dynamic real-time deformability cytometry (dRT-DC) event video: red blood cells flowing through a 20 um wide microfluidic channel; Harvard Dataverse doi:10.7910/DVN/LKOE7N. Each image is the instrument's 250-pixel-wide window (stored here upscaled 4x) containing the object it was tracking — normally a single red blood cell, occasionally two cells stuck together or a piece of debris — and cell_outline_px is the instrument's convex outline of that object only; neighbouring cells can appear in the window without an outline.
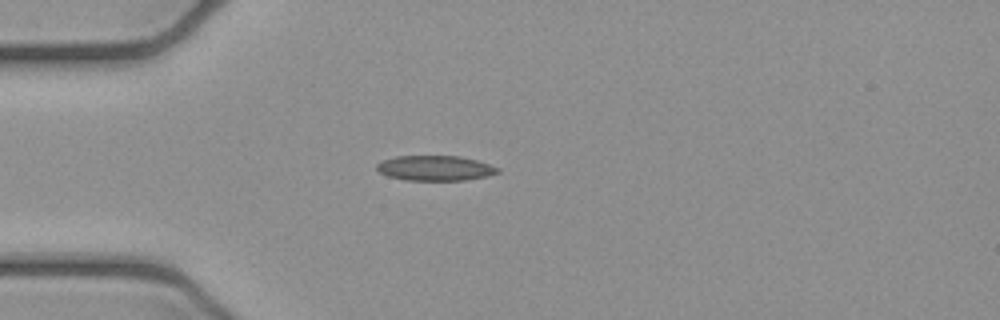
{"species": "common noctule bat (a hibernating species)", "species_latin": "Nyctalus noctula", "temperature_condition": "cold", "stored_images_in_passage": 1, "camera_frame_rate_fps": 3000, "um_per_image_px": 0.085, "animal": {"sex": "female", "body_mass_g": 21.9}, "frame": {"image": 1, "passage_image": 1, "time_ms": 0.0, "image_size_px": [1000, 320], "cell_outline_px": [[500, 172], [488, 176], [464, 180], [404, 180], [388, 176], [380, 172], [376, 168], [376, 164], [384, 160], [396, 156], [460, 156], [476, 160], [500, 168]], "centroid_in_image_um": [37.0, 14.29], "position_along_channel_um": 48.0, "area_um2": 17.63}}